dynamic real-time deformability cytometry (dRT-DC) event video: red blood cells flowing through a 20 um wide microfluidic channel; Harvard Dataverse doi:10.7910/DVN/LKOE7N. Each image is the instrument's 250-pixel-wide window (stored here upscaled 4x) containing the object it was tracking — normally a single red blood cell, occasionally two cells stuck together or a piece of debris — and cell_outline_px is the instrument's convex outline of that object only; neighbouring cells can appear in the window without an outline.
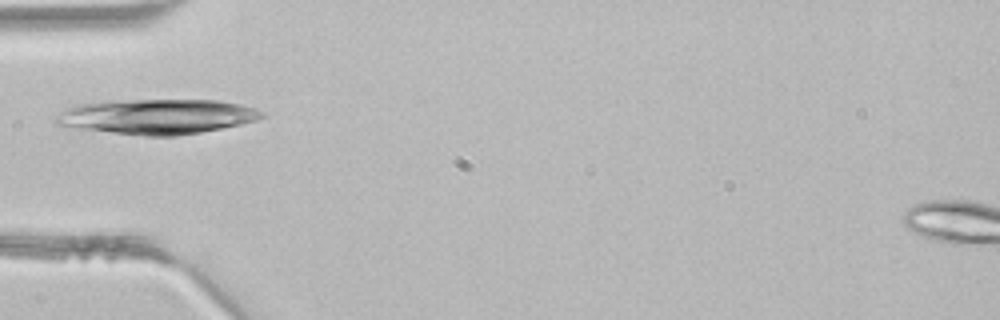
{"species": "common noctule bat (a hibernating species)", "species_latin": "Nyctalus noctula", "temperature_condition": "room temperature", "stored_images_in_passage": 4, "camera_frame_rate_fps": 3000, "um_per_image_px": 0.085, "animal": {"sex": "male", "body_mass_g": 21.5, "forearm_length_mm": 52.0}, "frame": {"image": 1, "passage_image": 4, "time_ms": 1.0, "image_size_px": [1000, 320], "cell_outline_px": [[268, 116], [256, 120], [240, 124], [200, 132], [176, 136], [144, 136], [76, 128], [56, 124], [56, 116], [60, 112], [76, 104], [108, 100], [216, 100], [240, 104], [256, 108], [264, 112]], "centroid_in_image_um": [13.36, 9.9], "position_along_channel_um": 71.6, "area_um2": 42.08}}